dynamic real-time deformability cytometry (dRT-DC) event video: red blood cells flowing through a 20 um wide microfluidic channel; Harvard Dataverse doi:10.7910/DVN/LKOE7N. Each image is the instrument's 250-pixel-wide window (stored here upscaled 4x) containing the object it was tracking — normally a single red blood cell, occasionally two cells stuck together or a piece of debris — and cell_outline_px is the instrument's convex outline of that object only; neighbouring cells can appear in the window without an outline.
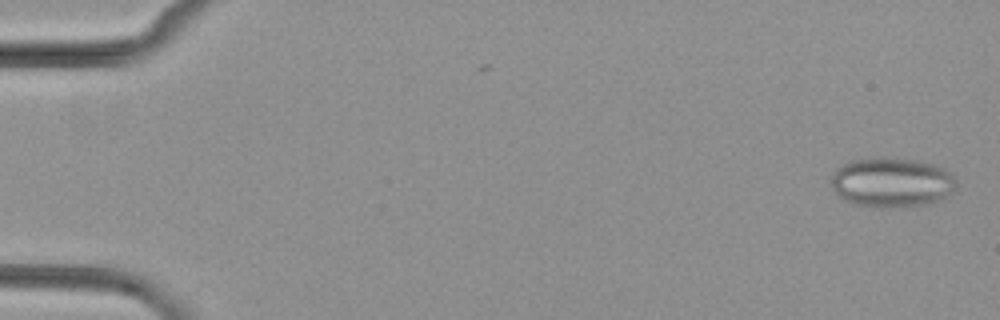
{"species": "common noctule bat (a hibernating species)", "species_latin": "Nyctalus noctula", "temperature_condition": "cold", "stored_images_in_passage": 54, "segment_of_instrument_passage": [1, 2], "camera_frame_rate_fps": 3000, "um_per_image_px": 0.085, "animal": {"sex": "female", "body_mass_g": 29.2, "forearm_length_mm": 56.3}, "frame": {"image": 1, "passage_image": 2, "time_ms": 0.333, "image_size_px": [1000, 320], "cell_outline_px": [[956, 188], [944, 200], [932, 204], [880, 208], [856, 204], [840, 196], [832, 188], [832, 176], [836, 168], [848, 160], [872, 156], [884, 156], [916, 160], [932, 164], [944, 168], [956, 180]], "centroid_in_image_um": [75.82, 15.48], "position_along_channel_um": 9.2, "area_um2": 36.82}}